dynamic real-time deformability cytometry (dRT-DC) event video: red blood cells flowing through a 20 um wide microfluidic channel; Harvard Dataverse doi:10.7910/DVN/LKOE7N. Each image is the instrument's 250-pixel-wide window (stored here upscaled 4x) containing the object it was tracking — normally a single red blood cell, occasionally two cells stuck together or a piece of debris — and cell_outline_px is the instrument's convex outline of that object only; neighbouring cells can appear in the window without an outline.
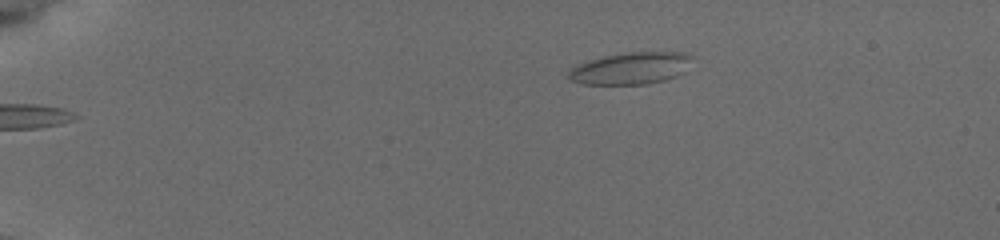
{"species": "common noctule bat (a hibernating species)", "species_latin": "Nyctalus noctula", "temperature_condition": "cold", "stored_images_in_passage": 59, "camera_frame_rate_fps": 3000, "um_per_image_px": 0.085, "animal": {"sex": "female", "body_mass_g": 19.5, "forearm_length_mm": 54.1}, "frame": {"image": 1, "passage_image": 1, "time_ms": 0.0, "image_size_px": [1000, 240], "cell_outline_px": [[692, 56], [672, 76], [660, 80], [644, 84], [584, 84], [572, 80], [568, 76], [572, 68], [580, 64], [604, 56], [628, 52], [672, 52]], "centroid_in_image_um": [53.47, 5.8], "position_along_channel_um": 31.5, "area_um2": 21.56}}
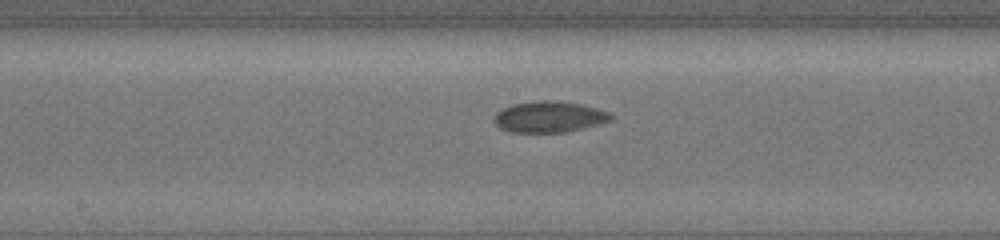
{"frame": {"image": 2, "passage_image": 29, "time_ms": 7.0, "image_size_px": [1000, 240], "cell_outline_px": [[612, 116], [608, 120], [596, 124], [564, 132], [512, 132], [500, 128], [496, 124], [496, 112], [512, 104], [536, 100], [548, 100], [580, 104], [608, 112]], "centroid_in_image_um": [46.62, 9.92], "position_along_channel_um": 201.6, "area_um2": 20.52}}
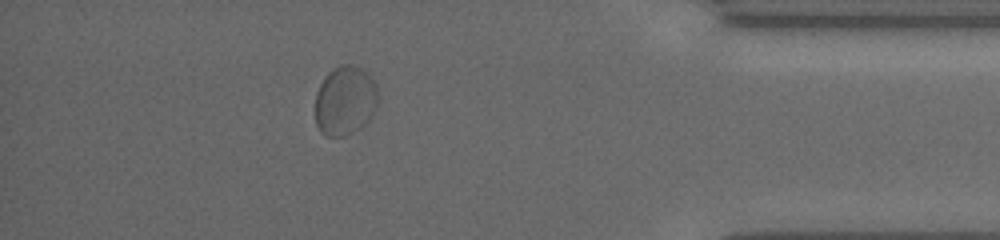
{"frame": {"image": 3, "passage_image": 52, "time_ms": 13.333, "image_size_px": [1000, 240], "cell_outline_px": [[376, 100], [372, 116], [364, 124], [344, 136], [324, 136], [320, 132], [316, 124], [316, 92], [324, 76], [332, 68], [340, 64], [352, 64], [360, 68], [376, 84]], "centroid_in_image_um": [29.28, 8.54], "position_along_channel_um": 405.9, "area_um2": 25.09}}